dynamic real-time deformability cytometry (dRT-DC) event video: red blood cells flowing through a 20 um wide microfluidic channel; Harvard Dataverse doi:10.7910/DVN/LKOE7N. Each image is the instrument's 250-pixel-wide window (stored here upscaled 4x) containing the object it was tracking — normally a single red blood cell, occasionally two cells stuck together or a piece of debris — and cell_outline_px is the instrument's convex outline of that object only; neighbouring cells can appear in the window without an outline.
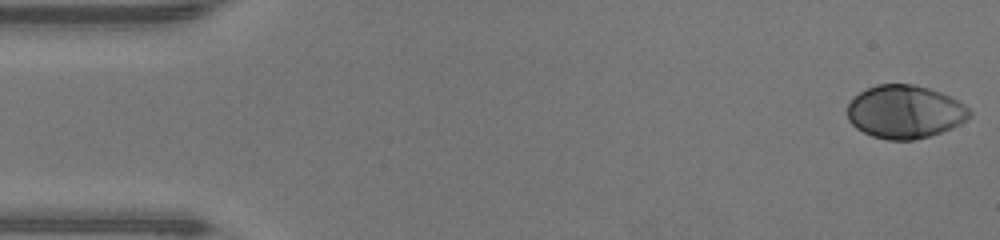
{"species": "human", "species_latin": "Homo sapiens", "temperature_condition": "warm", "stored_images_in_passage": 47, "camera_frame_rate_fps": 3000, "um_per_image_px": 0.085, "donor": {"sex": "male"}, "frame": {"image": 1, "passage_image": 1, "time_ms": 0.0, "image_size_px": [1000, 240], "cell_outline_px": [[972, 116], [960, 124], [952, 128], [928, 136], [912, 140], [888, 140], [872, 136], [856, 128], [848, 120], [848, 104], [860, 92], [876, 84], [912, 84], [928, 88], [940, 92], [964, 104], [972, 112]], "centroid_in_image_um": [76.92, 9.51], "position_along_channel_um": 8.1, "area_um2": 37.69}}
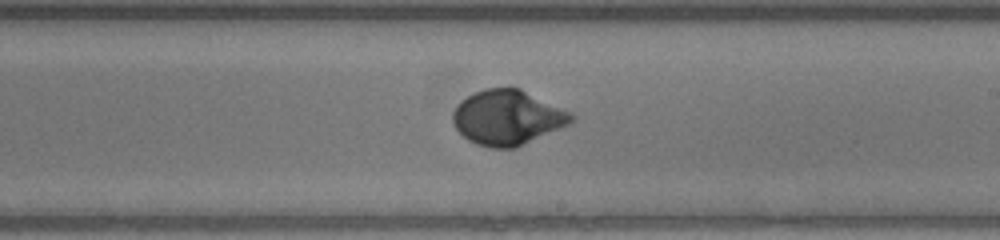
{"frame": {"image": 2, "passage_image": 27, "time_ms": 8.667, "image_size_px": [1000, 240], "cell_outline_px": [[576, 116], [568, 124], [516, 148], [492, 148], [476, 144], [468, 140], [456, 128], [452, 120], [452, 112], [460, 100], [484, 88], [520, 88], [572, 112]], "centroid_in_image_um": [43.13, 9.98], "position_along_channel_um": 245.9, "area_um2": 37.8}}
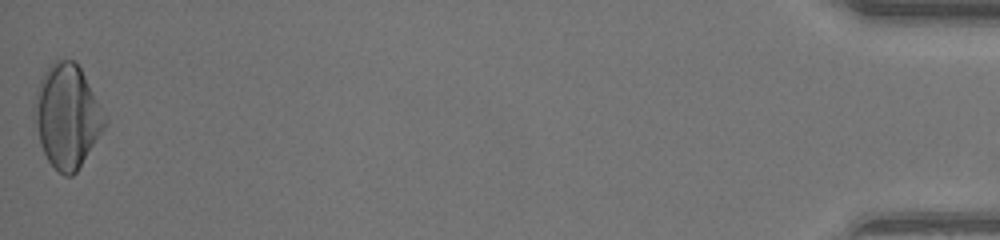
{"frame": {"image": 3, "passage_image": 47, "time_ms": 15.333, "image_size_px": [1000, 240], "cell_outline_px": [[108, 120], [104, 128], [76, 172], [72, 176], [64, 176], [48, 160], [40, 144], [36, 124], [36, 88], [44, 72], [56, 60], [72, 60], [80, 68], [108, 116]], "centroid_in_image_um": [5.74, 9.87], "position_along_channel_um": 429.5, "area_um2": 41.62}, "authors_computed_cell_mechanics": {"area_um2": 37.5122, "velocity_mm_per_s": 4.3537, "shape_relaxation_time_tau1_ms": 3.3192, "shape_relaxation_time_tau2_ms": null, "deformation_change_tau1": 0.1979, "deformation_change_tau2": null}}